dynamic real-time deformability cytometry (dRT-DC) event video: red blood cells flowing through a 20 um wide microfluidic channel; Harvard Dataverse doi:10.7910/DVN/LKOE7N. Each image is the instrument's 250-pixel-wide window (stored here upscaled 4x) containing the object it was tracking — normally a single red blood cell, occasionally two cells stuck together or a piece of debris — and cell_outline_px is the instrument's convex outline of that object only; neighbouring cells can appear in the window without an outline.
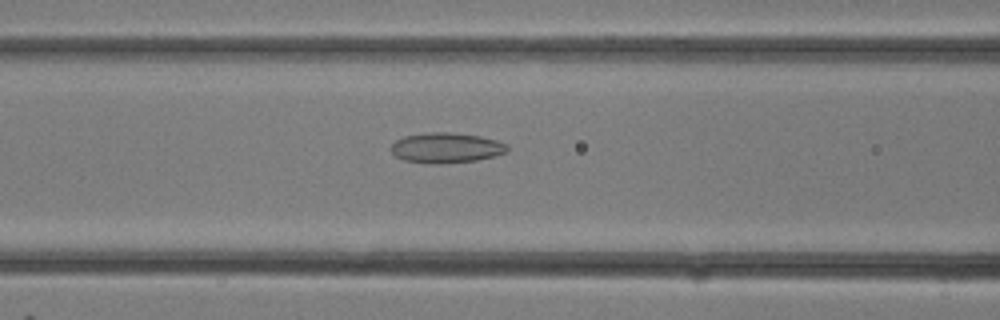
{"species": "common noctule bat (a hibernating species)", "species_latin": "Nyctalus noctula", "temperature_condition": "room temperature", "stored_images_in_passage": 22, "camera_frame_rate_fps": 3000, "um_per_image_px": 0.085, "animal": {"sex": "female"}, "frame": {"image": 1, "passage_image": 4, "time_ms": 1.0, "image_size_px": [1000, 320], "cell_outline_px": [[508, 152], [496, 156], [476, 160], [440, 164], [428, 164], [404, 160], [396, 156], [392, 152], [392, 144], [396, 140], [404, 136], [428, 132], [452, 132], [480, 136], [496, 140], [508, 144]], "centroid_in_image_um": [37.95, 12.56], "position_along_channel_um": 128.6, "area_um2": 20.63}}
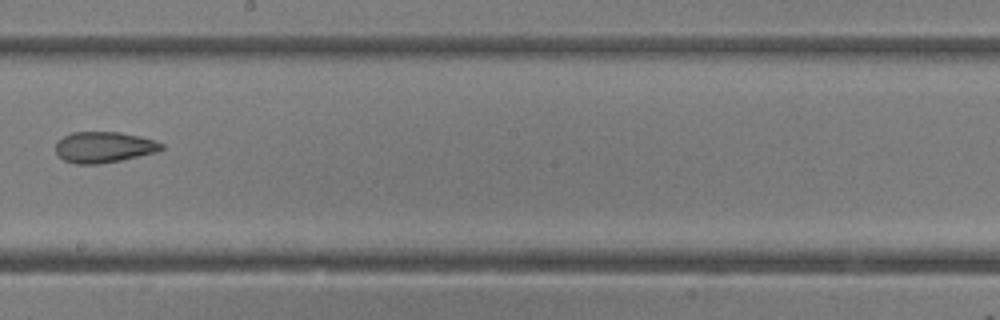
{"frame": {"image": 2, "passage_image": 9, "time_ms": 2.667, "image_size_px": [1000, 320], "cell_outline_px": [[164, 148], [156, 152], [120, 160], [100, 164], [76, 164], [64, 160], [56, 156], [56, 140], [72, 132], [120, 132], [140, 136], [156, 140], [164, 144]], "centroid_in_image_um": [8.81, 12.5], "position_along_channel_um": 239.4, "area_um2": 19.25}}
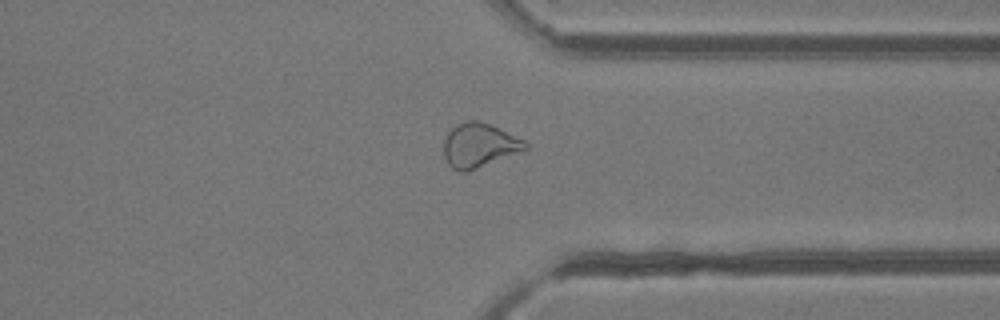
{"frame": {"image": 3, "passage_image": 15, "time_ms": 4.667, "image_size_px": [1000, 320], "cell_outline_px": [[528, 148], [468, 172], [460, 172], [452, 168], [448, 164], [444, 156], [444, 140], [448, 132], [456, 124], [464, 120], [476, 120], [500, 128], [524, 140], [528, 144]], "centroid_in_image_um": [40.7, 12.35], "position_along_channel_um": 370.7, "area_um2": 20.92}}